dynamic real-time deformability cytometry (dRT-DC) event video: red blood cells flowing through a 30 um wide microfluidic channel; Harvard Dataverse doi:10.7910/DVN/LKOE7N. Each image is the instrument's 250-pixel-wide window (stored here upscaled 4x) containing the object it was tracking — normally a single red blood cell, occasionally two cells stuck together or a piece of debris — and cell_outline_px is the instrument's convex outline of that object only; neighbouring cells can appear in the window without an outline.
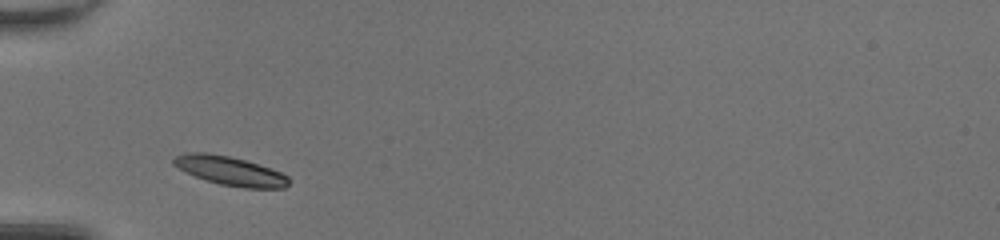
{"species": "common noctule bat (a hibernating species)", "species_latin": "Nyctalus noctula", "temperature_condition": "room temperature", "stored_images_in_passage": 28, "camera_frame_rate_fps": 3000, "um_per_image_px": 0.085, "animal": {"sex": "female", "body_mass_g": 20.0, "forearm_length_mm": 54.0}, "frame": {"image": 1, "passage_image": 3, "time_ms": 0.667, "image_size_px": [1000, 240], "cell_outline_px": [[292, 180], [284, 188], [244, 188], [220, 184], [196, 176], [172, 164], [172, 160], [176, 156], [188, 152], [208, 152], [228, 156], [244, 160], [272, 168], [288, 176]], "centroid_in_image_um": [19.61, 14.52], "position_along_channel_um": 65.4, "area_um2": 19.31}}
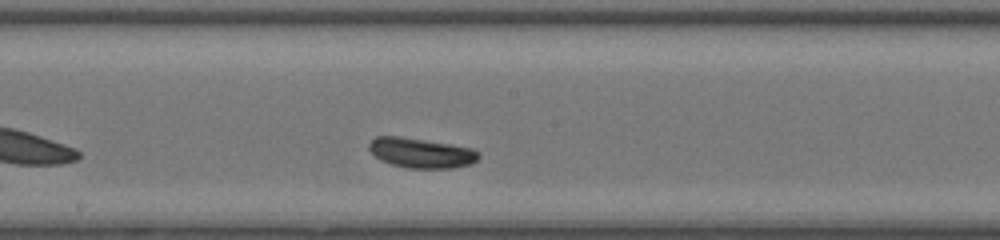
{"frame": {"image": 2, "passage_image": 14, "time_ms": 4.333, "image_size_px": [1000, 240], "cell_outline_px": [[480, 156], [472, 164], [452, 168], [408, 168], [392, 164], [380, 160], [368, 148], [368, 144], [376, 136], [400, 136], [452, 144], [472, 148], [480, 152]], "centroid_in_image_um": [35.82, 12.99], "position_along_channel_um": 212.4, "area_um2": 19.19}}
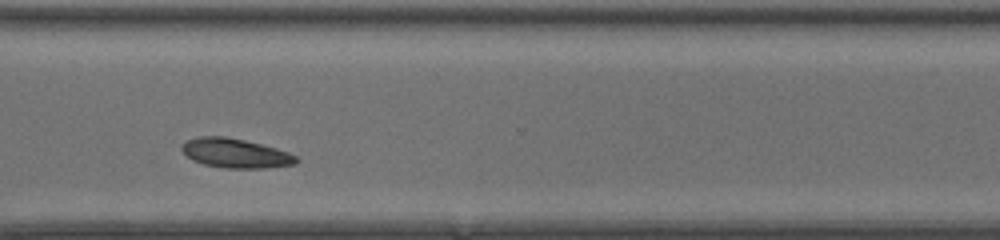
{"frame": {"image": 3, "passage_image": 24, "time_ms": 7.667, "image_size_px": [1000, 240], "cell_outline_px": [[300, 160], [296, 164], [268, 168], [224, 168], [204, 164], [192, 160], [180, 148], [180, 144], [196, 136], [224, 136], [244, 140], [276, 148], [288, 152], [296, 156]], "centroid_in_image_um": [20.01, 13.02], "position_along_channel_um": 350.6, "area_um2": 19.65}, "authors_computed_cell_mechanics": {"area_um2": 19.2474, "velocity_mm_per_s": 4.151, "shape_relaxation_time_tau1_ms": 0.9597, "shape_relaxation_time_tau2_ms": 1.1979, "deformation_change_tau1": 0.0549, "deformation_change_tau2": 0.0337}}